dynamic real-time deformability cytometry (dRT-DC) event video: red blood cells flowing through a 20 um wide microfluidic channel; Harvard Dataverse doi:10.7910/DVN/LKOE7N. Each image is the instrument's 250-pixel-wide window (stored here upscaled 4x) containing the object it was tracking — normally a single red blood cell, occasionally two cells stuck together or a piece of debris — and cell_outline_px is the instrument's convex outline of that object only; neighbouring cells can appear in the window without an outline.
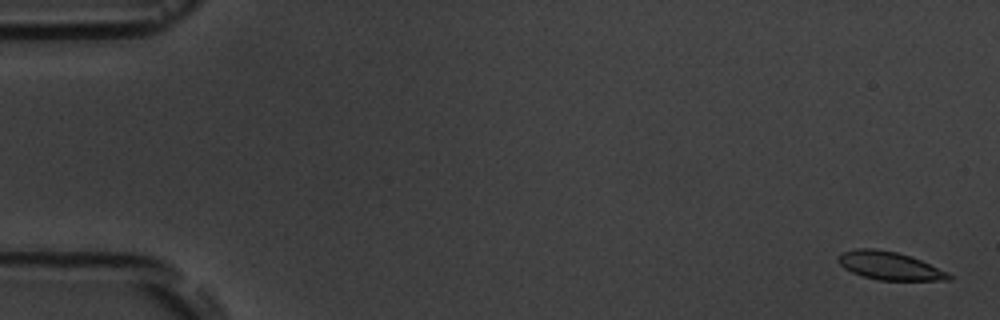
{"species": "common noctule bat (a hibernating species)", "species_latin": "Nyctalus noctula", "temperature_condition": "room temperature", "stored_images_in_passage": 10, "camera_frame_rate_fps": 3000, "um_per_image_px": 0.085, "animal": {"sex": "male", "body_mass_g": 19.5, "forearm_length_mm": 54.6}, "frame": {"image": 1, "passage_image": 1, "time_ms": 0.0, "image_size_px": [1000, 320], "cell_outline_px": [[952, 280], [876, 280], [852, 272], [844, 268], [836, 260], [836, 256], [840, 252], [856, 248], [876, 248], [896, 252], [920, 260], [948, 272], [952, 276]], "centroid_in_image_um": [75.56, 22.58], "position_along_channel_um": 9.4, "area_um2": 18.15}}
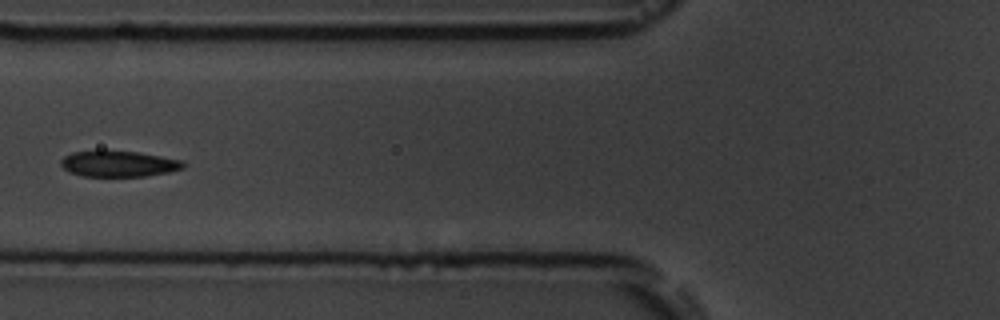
{"frame": {"image": 2, "passage_image": 7, "time_ms": 7.0, "image_size_px": [1000, 320], "cell_outline_px": [[184, 168], [168, 172], [144, 176], [84, 176], [68, 172], [60, 164], [60, 160], [64, 156], [72, 152], [136, 152], [184, 160]], "centroid_in_image_um": [10.09, 13.94], "position_along_channel_um": 115.7, "area_um2": 18.09}}
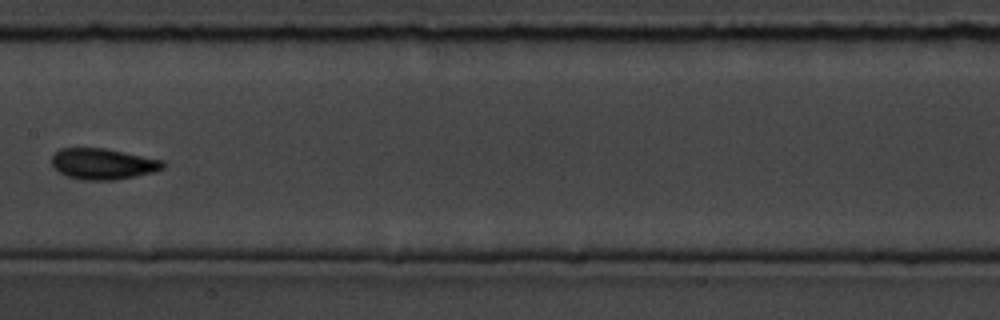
{"frame": {"image": 3, "passage_image": 9, "time_ms": 9.333, "image_size_px": [1000, 320], "cell_outline_px": [[168, 164], [164, 168], [156, 172], [116, 180], [84, 180], [68, 176], [60, 172], [52, 164], [52, 156], [60, 148], [104, 148], [164, 160]], "centroid_in_image_um": [8.82, 13.93], "position_along_channel_um": 198.6, "area_um2": 20.17}}